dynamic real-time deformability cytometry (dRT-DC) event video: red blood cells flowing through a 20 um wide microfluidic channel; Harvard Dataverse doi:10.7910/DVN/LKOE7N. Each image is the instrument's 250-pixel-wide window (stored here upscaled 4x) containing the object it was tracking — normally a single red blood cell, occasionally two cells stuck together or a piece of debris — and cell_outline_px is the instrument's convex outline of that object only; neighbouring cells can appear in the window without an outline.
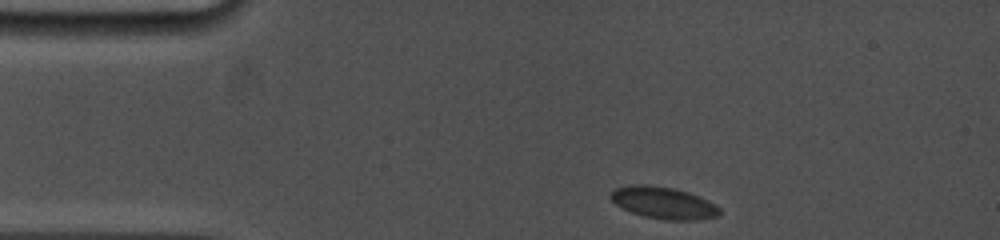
{"species": "common noctule bat (a hibernating species)", "species_latin": "Nyctalus noctula", "temperature_condition": "cold", "stored_images_in_passage": 45, "camera_frame_rate_fps": 5000, "um_per_image_px": 0.085, "animal": {"sex": "female", "body_mass_g": 19.0, "forearm_length_mm": 53.3}, "frame": {"image": 1, "passage_image": 1, "time_ms": 0.0, "image_size_px": [1000, 240], "cell_outline_px": [[720, 216], [696, 220], [664, 220], [644, 216], [632, 212], [616, 204], [608, 196], [616, 188], [632, 184], [648, 184], [672, 188], [688, 192], [708, 200], [716, 204], [720, 208]], "centroid_in_image_um": [56.42, 17.24], "position_along_channel_um": 28.6, "area_um2": 20.29}}
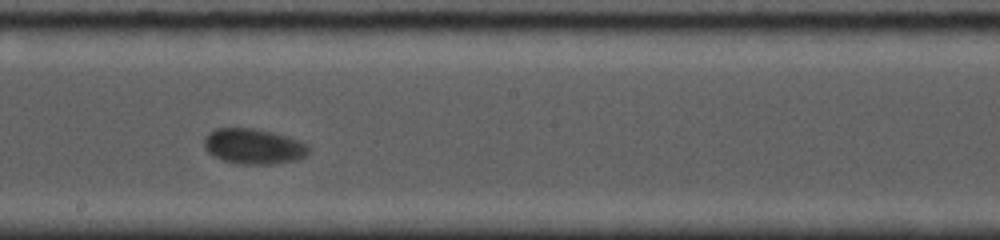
{"frame": {"image": 2, "passage_image": 23, "time_ms": 6.8, "image_size_px": [1000, 240], "cell_outline_px": [[312, 148], [308, 156], [296, 160], [272, 164], [240, 164], [224, 160], [208, 152], [204, 148], [204, 136], [208, 132], [216, 128], [252, 128], [272, 132], [288, 136], [300, 140], [308, 144]], "centroid_in_image_um": [21.61, 12.43], "position_along_channel_um": 226.6, "area_um2": 21.85}}
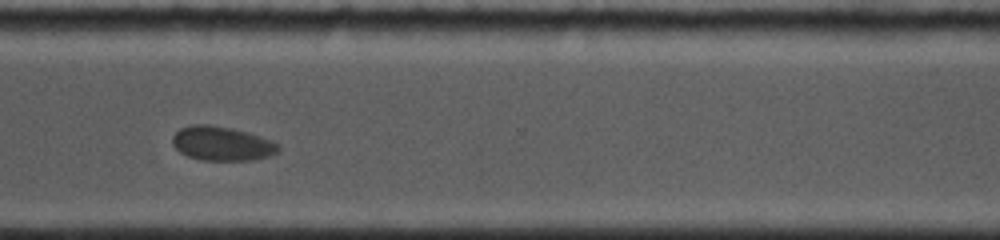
{"frame": {"image": 3, "passage_image": 44, "time_ms": 10.2, "image_size_px": [1000, 240], "cell_outline_px": [[280, 152], [272, 156], [252, 160], [200, 160], [188, 156], [180, 152], [172, 144], [172, 136], [180, 128], [192, 124], [208, 124], [232, 128], [248, 132], [272, 140], [280, 144]], "centroid_in_image_um": [18.9, 12.2], "position_along_channel_um": 351.7, "area_um2": 21.44}}